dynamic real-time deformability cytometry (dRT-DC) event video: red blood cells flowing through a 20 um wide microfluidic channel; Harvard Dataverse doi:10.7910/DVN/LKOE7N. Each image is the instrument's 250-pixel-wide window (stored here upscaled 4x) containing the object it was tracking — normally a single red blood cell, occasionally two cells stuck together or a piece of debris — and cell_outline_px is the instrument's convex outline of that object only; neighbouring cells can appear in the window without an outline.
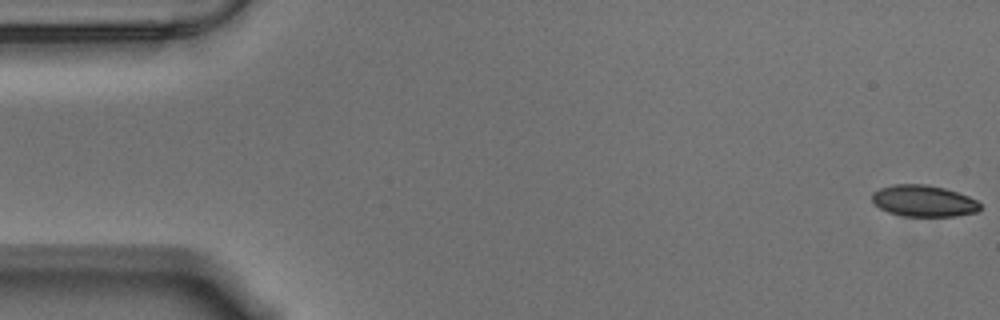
{"species": "Egyptian fruit bat (a non-hibernating species)", "species_latin": "Rousettus aegyptiacus", "temperature_condition": "warm", "stored_images_in_passage": 57, "camera_frame_rate_fps": 3000, "um_per_image_px": 0.085, "animal": {"sex": "male"}, "frame": {"image": 1, "passage_image": 1, "time_ms": 0.0, "image_size_px": [1000, 320], "cell_outline_px": [[980, 208], [976, 212], [956, 216], [904, 216], [888, 212], [880, 208], [872, 200], [872, 192], [880, 188], [892, 184], [924, 184], [944, 188], [968, 196], [976, 200], [980, 204]], "centroid_in_image_um": [78.49, 17.07], "position_along_channel_um": 6.5, "area_um2": 19.71}}
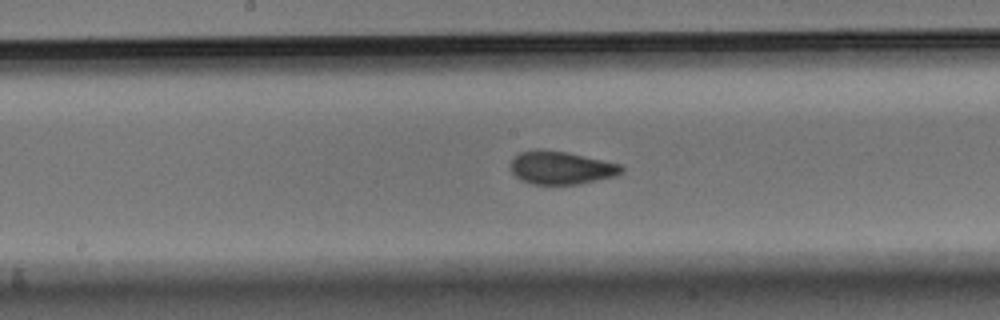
{"frame": {"image": 2, "passage_image": 29, "time_ms": 9.333, "image_size_px": [1000, 320], "cell_outline_px": [[624, 172], [616, 176], [580, 184], [532, 184], [520, 180], [512, 172], [512, 160], [520, 152], [564, 152], [620, 164], [624, 168]], "centroid_in_image_um": [47.76, 14.31], "position_along_channel_um": 200.4, "area_um2": 20.58}}
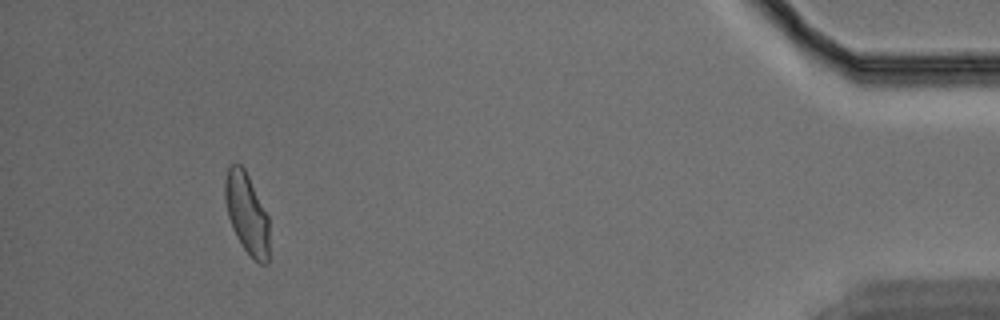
{"frame": {"image": 3, "passage_image": 53, "time_ms": 17.333, "image_size_px": [1000, 320], "cell_outline_px": [[268, 264], [260, 264], [244, 248], [236, 236], [232, 228], [228, 216], [224, 200], [224, 180], [228, 168], [232, 164], [240, 164], [244, 168], [268, 216]], "centroid_in_image_um": [20.95, 18.13], "position_along_channel_um": 414.2, "area_um2": 20.58}, "authors_computed_cell_mechanics": {"area_um2": 21.097, "velocity_mm_per_s": 3.5283, "shape_relaxation_time_tau1_ms": 9.3008, "shape_relaxation_time_tau2_ms": 1.1043, "deformation_change_tau1": 0.187, "deformation_change_tau2": 0.0698}}